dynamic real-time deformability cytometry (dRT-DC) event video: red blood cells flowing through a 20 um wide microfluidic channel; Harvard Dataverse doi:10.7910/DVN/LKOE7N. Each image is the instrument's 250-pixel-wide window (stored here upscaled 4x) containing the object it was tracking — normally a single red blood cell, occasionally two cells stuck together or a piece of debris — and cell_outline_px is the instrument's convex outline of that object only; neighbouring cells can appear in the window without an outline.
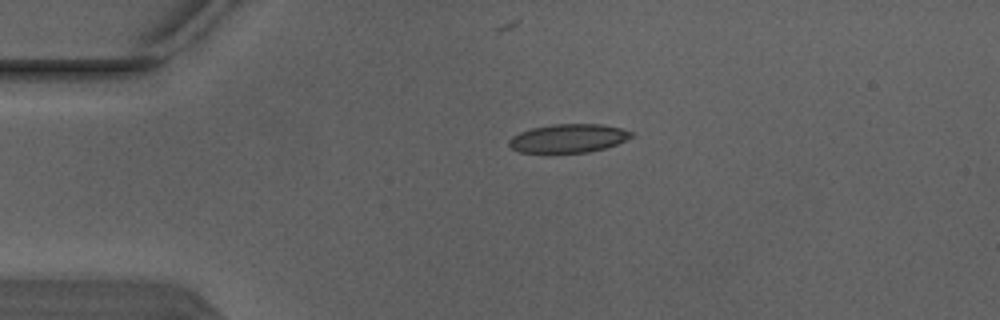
{"species": "Egyptian fruit bat (a non-hibernating species)", "species_latin": "Rousettus aegyptiacus", "temperature_condition": "warm", "stored_images_in_passage": 6, "camera_frame_rate_fps": 3000, "um_per_image_px": 0.085, "animal": {"sex": "male"}, "frame": {"image": 1, "passage_image": 6, "time_ms": 1.667, "image_size_px": [1000, 320], "cell_outline_px": [[636, 136], [616, 144], [604, 148], [588, 152], [520, 152], [512, 148], [508, 144], [508, 140], [512, 136], [520, 132], [532, 128], [552, 124], [604, 124], [636, 132]], "centroid_in_image_um": [48.36, 11.74], "position_along_channel_um": 36.6, "area_um2": 20.4}}